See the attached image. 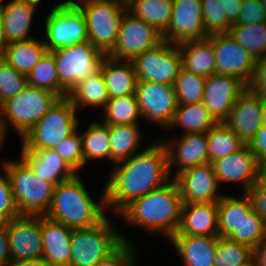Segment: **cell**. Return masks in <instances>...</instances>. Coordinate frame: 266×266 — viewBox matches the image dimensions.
Segmentation results:
<instances>
[{"instance_id":"obj_1","label":"cell","mask_w":266,"mask_h":266,"mask_svg":"<svg viewBox=\"0 0 266 266\" xmlns=\"http://www.w3.org/2000/svg\"><path fill=\"white\" fill-rule=\"evenodd\" d=\"M152 143L122 163L114 164L104 187L107 212L112 210L118 214L134 199L172 179L165 145L161 140Z\"/></svg>"},{"instance_id":"obj_2","label":"cell","mask_w":266,"mask_h":266,"mask_svg":"<svg viewBox=\"0 0 266 266\" xmlns=\"http://www.w3.org/2000/svg\"><path fill=\"white\" fill-rule=\"evenodd\" d=\"M182 196L174 178L148 194L134 199L117 215L128 224L161 233L167 239L174 235L181 220Z\"/></svg>"},{"instance_id":"obj_3","label":"cell","mask_w":266,"mask_h":266,"mask_svg":"<svg viewBox=\"0 0 266 266\" xmlns=\"http://www.w3.org/2000/svg\"><path fill=\"white\" fill-rule=\"evenodd\" d=\"M100 198L98 202L91 197L77 174L55 186L52 203L45 216L71 229L89 228L107 216L105 189Z\"/></svg>"},{"instance_id":"obj_4","label":"cell","mask_w":266,"mask_h":266,"mask_svg":"<svg viewBox=\"0 0 266 266\" xmlns=\"http://www.w3.org/2000/svg\"><path fill=\"white\" fill-rule=\"evenodd\" d=\"M1 164L8 173L20 215L44 216L51 206L56 185L36 177L21 157L19 161L7 160Z\"/></svg>"},{"instance_id":"obj_5","label":"cell","mask_w":266,"mask_h":266,"mask_svg":"<svg viewBox=\"0 0 266 266\" xmlns=\"http://www.w3.org/2000/svg\"><path fill=\"white\" fill-rule=\"evenodd\" d=\"M77 112L76 107L67 98H59L21 138V149L53 150L78 129Z\"/></svg>"},{"instance_id":"obj_6","label":"cell","mask_w":266,"mask_h":266,"mask_svg":"<svg viewBox=\"0 0 266 266\" xmlns=\"http://www.w3.org/2000/svg\"><path fill=\"white\" fill-rule=\"evenodd\" d=\"M110 221L106 216L95 226L72 229L69 266H95L123 241L129 242L126 236L115 230Z\"/></svg>"},{"instance_id":"obj_7","label":"cell","mask_w":266,"mask_h":266,"mask_svg":"<svg viewBox=\"0 0 266 266\" xmlns=\"http://www.w3.org/2000/svg\"><path fill=\"white\" fill-rule=\"evenodd\" d=\"M58 99L51 91L28 85L0 106V117L6 133L10 124L21 139Z\"/></svg>"},{"instance_id":"obj_8","label":"cell","mask_w":266,"mask_h":266,"mask_svg":"<svg viewBox=\"0 0 266 266\" xmlns=\"http://www.w3.org/2000/svg\"><path fill=\"white\" fill-rule=\"evenodd\" d=\"M64 2L80 8L86 19L89 41L107 56L114 48L122 17L127 8L114 0H90L83 3L64 0Z\"/></svg>"},{"instance_id":"obj_9","label":"cell","mask_w":266,"mask_h":266,"mask_svg":"<svg viewBox=\"0 0 266 266\" xmlns=\"http://www.w3.org/2000/svg\"><path fill=\"white\" fill-rule=\"evenodd\" d=\"M44 23V43L49 52L89 41L86 19L77 5L57 3Z\"/></svg>"},{"instance_id":"obj_10","label":"cell","mask_w":266,"mask_h":266,"mask_svg":"<svg viewBox=\"0 0 266 266\" xmlns=\"http://www.w3.org/2000/svg\"><path fill=\"white\" fill-rule=\"evenodd\" d=\"M56 63L60 85L67 93L78 83L99 71L105 55L90 41L51 51Z\"/></svg>"},{"instance_id":"obj_11","label":"cell","mask_w":266,"mask_h":266,"mask_svg":"<svg viewBox=\"0 0 266 266\" xmlns=\"http://www.w3.org/2000/svg\"><path fill=\"white\" fill-rule=\"evenodd\" d=\"M132 62L138 81L157 82L172 86L182 68L178 46L165 39L147 49Z\"/></svg>"},{"instance_id":"obj_12","label":"cell","mask_w":266,"mask_h":266,"mask_svg":"<svg viewBox=\"0 0 266 266\" xmlns=\"http://www.w3.org/2000/svg\"><path fill=\"white\" fill-rule=\"evenodd\" d=\"M163 40L162 34L146 21L125 11L119 34L109 58L120 61H133L137 56Z\"/></svg>"},{"instance_id":"obj_13","label":"cell","mask_w":266,"mask_h":266,"mask_svg":"<svg viewBox=\"0 0 266 266\" xmlns=\"http://www.w3.org/2000/svg\"><path fill=\"white\" fill-rule=\"evenodd\" d=\"M135 94L141 117L169 129L178 106L174 86L137 81Z\"/></svg>"},{"instance_id":"obj_14","label":"cell","mask_w":266,"mask_h":266,"mask_svg":"<svg viewBox=\"0 0 266 266\" xmlns=\"http://www.w3.org/2000/svg\"><path fill=\"white\" fill-rule=\"evenodd\" d=\"M208 39L214 47L215 74L236 77L247 86L252 78L256 59L229 33L213 34Z\"/></svg>"},{"instance_id":"obj_15","label":"cell","mask_w":266,"mask_h":266,"mask_svg":"<svg viewBox=\"0 0 266 266\" xmlns=\"http://www.w3.org/2000/svg\"><path fill=\"white\" fill-rule=\"evenodd\" d=\"M162 37L174 45L208 38L204 31L201 0H173L169 27Z\"/></svg>"},{"instance_id":"obj_16","label":"cell","mask_w":266,"mask_h":266,"mask_svg":"<svg viewBox=\"0 0 266 266\" xmlns=\"http://www.w3.org/2000/svg\"><path fill=\"white\" fill-rule=\"evenodd\" d=\"M12 262L43 258L41 216L21 215L7 222Z\"/></svg>"},{"instance_id":"obj_17","label":"cell","mask_w":266,"mask_h":266,"mask_svg":"<svg viewBox=\"0 0 266 266\" xmlns=\"http://www.w3.org/2000/svg\"><path fill=\"white\" fill-rule=\"evenodd\" d=\"M162 142L167 150L168 170L171 177L174 173L173 167L178 166L172 178L188 168L209 162L207 133H186L166 141L164 139Z\"/></svg>"},{"instance_id":"obj_18","label":"cell","mask_w":266,"mask_h":266,"mask_svg":"<svg viewBox=\"0 0 266 266\" xmlns=\"http://www.w3.org/2000/svg\"><path fill=\"white\" fill-rule=\"evenodd\" d=\"M174 179L180 189L183 203L218 202L224 195L217 191L219 183L210 162L188 168Z\"/></svg>"},{"instance_id":"obj_19","label":"cell","mask_w":266,"mask_h":266,"mask_svg":"<svg viewBox=\"0 0 266 266\" xmlns=\"http://www.w3.org/2000/svg\"><path fill=\"white\" fill-rule=\"evenodd\" d=\"M212 164L219 184L241 183L243 193L260 179V164L248 144Z\"/></svg>"},{"instance_id":"obj_20","label":"cell","mask_w":266,"mask_h":266,"mask_svg":"<svg viewBox=\"0 0 266 266\" xmlns=\"http://www.w3.org/2000/svg\"><path fill=\"white\" fill-rule=\"evenodd\" d=\"M246 89L247 86L236 77L213 74L206 78L202 102L218 123L224 122Z\"/></svg>"},{"instance_id":"obj_21","label":"cell","mask_w":266,"mask_h":266,"mask_svg":"<svg viewBox=\"0 0 266 266\" xmlns=\"http://www.w3.org/2000/svg\"><path fill=\"white\" fill-rule=\"evenodd\" d=\"M263 96L246 89L234 103L224 123L244 144H249L263 125Z\"/></svg>"},{"instance_id":"obj_22","label":"cell","mask_w":266,"mask_h":266,"mask_svg":"<svg viewBox=\"0 0 266 266\" xmlns=\"http://www.w3.org/2000/svg\"><path fill=\"white\" fill-rule=\"evenodd\" d=\"M0 0V22L8 43L34 39L29 36L37 2L30 0Z\"/></svg>"},{"instance_id":"obj_23","label":"cell","mask_w":266,"mask_h":266,"mask_svg":"<svg viewBox=\"0 0 266 266\" xmlns=\"http://www.w3.org/2000/svg\"><path fill=\"white\" fill-rule=\"evenodd\" d=\"M174 235L219 236L217 202L183 203Z\"/></svg>"},{"instance_id":"obj_24","label":"cell","mask_w":266,"mask_h":266,"mask_svg":"<svg viewBox=\"0 0 266 266\" xmlns=\"http://www.w3.org/2000/svg\"><path fill=\"white\" fill-rule=\"evenodd\" d=\"M20 157L39 179L59 184L77 173L51 149H21Z\"/></svg>"},{"instance_id":"obj_25","label":"cell","mask_w":266,"mask_h":266,"mask_svg":"<svg viewBox=\"0 0 266 266\" xmlns=\"http://www.w3.org/2000/svg\"><path fill=\"white\" fill-rule=\"evenodd\" d=\"M43 259L52 266H69L72 229L41 216Z\"/></svg>"},{"instance_id":"obj_26","label":"cell","mask_w":266,"mask_h":266,"mask_svg":"<svg viewBox=\"0 0 266 266\" xmlns=\"http://www.w3.org/2000/svg\"><path fill=\"white\" fill-rule=\"evenodd\" d=\"M218 237L172 235L168 241L185 266H214Z\"/></svg>"},{"instance_id":"obj_27","label":"cell","mask_w":266,"mask_h":266,"mask_svg":"<svg viewBox=\"0 0 266 266\" xmlns=\"http://www.w3.org/2000/svg\"><path fill=\"white\" fill-rule=\"evenodd\" d=\"M99 71L110 98L136 93L138 79L132 61L114 60L105 56L101 60Z\"/></svg>"},{"instance_id":"obj_28","label":"cell","mask_w":266,"mask_h":266,"mask_svg":"<svg viewBox=\"0 0 266 266\" xmlns=\"http://www.w3.org/2000/svg\"><path fill=\"white\" fill-rule=\"evenodd\" d=\"M181 65L186 71L209 77L215 74L216 58L213 43L208 39L186 41L177 45Z\"/></svg>"},{"instance_id":"obj_29","label":"cell","mask_w":266,"mask_h":266,"mask_svg":"<svg viewBox=\"0 0 266 266\" xmlns=\"http://www.w3.org/2000/svg\"><path fill=\"white\" fill-rule=\"evenodd\" d=\"M77 110L84 107L105 108L110 97L100 71L76 84L66 97Z\"/></svg>"},{"instance_id":"obj_30","label":"cell","mask_w":266,"mask_h":266,"mask_svg":"<svg viewBox=\"0 0 266 266\" xmlns=\"http://www.w3.org/2000/svg\"><path fill=\"white\" fill-rule=\"evenodd\" d=\"M237 198L224 194L217 202L220 237H229L252 211L251 202L245 193Z\"/></svg>"},{"instance_id":"obj_31","label":"cell","mask_w":266,"mask_h":266,"mask_svg":"<svg viewBox=\"0 0 266 266\" xmlns=\"http://www.w3.org/2000/svg\"><path fill=\"white\" fill-rule=\"evenodd\" d=\"M47 52L44 39H31L27 41H15L8 43L4 60L24 75L38 64Z\"/></svg>"},{"instance_id":"obj_32","label":"cell","mask_w":266,"mask_h":266,"mask_svg":"<svg viewBox=\"0 0 266 266\" xmlns=\"http://www.w3.org/2000/svg\"><path fill=\"white\" fill-rule=\"evenodd\" d=\"M218 122L211 115L204 103L178 104L169 129L180 126L182 134L207 133Z\"/></svg>"},{"instance_id":"obj_33","label":"cell","mask_w":266,"mask_h":266,"mask_svg":"<svg viewBox=\"0 0 266 266\" xmlns=\"http://www.w3.org/2000/svg\"><path fill=\"white\" fill-rule=\"evenodd\" d=\"M140 129L138 124L108 125L111 161L116 164L138 153L142 141Z\"/></svg>"},{"instance_id":"obj_34","label":"cell","mask_w":266,"mask_h":266,"mask_svg":"<svg viewBox=\"0 0 266 266\" xmlns=\"http://www.w3.org/2000/svg\"><path fill=\"white\" fill-rule=\"evenodd\" d=\"M127 10L163 35L169 27L173 0H135Z\"/></svg>"},{"instance_id":"obj_35","label":"cell","mask_w":266,"mask_h":266,"mask_svg":"<svg viewBox=\"0 0 266 266\" xmlns=\"http://www.w3.org/2000/svg\"><path fill=\"white\" fill-rule=\"evenodd\" d=\"M28 85L46 89L59 98H66L67 91L60 85L54 56L47 51L38 64L27 75Z\"/></svg>"},{"instance_id":"obj_36","label":"cell","mask_w":266,"mask_h":266,"mask_svg":"<svg viewBox=\"0 0 266 266\" xmlns=\"http://www.w3.org/2000/svg\"><path fill=\"white\" fill-rule=\"evenodd\" d=\"M84 166L89 160L105 158L111 161L110 137L108 125L95 121L82 132Z\"/></svg>"},{"instance_id":"obj_37","label":"cell","mask_w":266,"mask_h":266,"mask_svg":"<svg viewBox=\"0 0 266 266\" xmlns=\"http://www.w3.org/2000/svg\"><path fill=\"white\" fill-rule=\"evenodd\" d=\"M103 112L102 121L107 125L139 124L141 117L136 94L110 98Z\"/></svg>"},{"instance_id":"obj_38","label":"cell","mask_w":266,"mask_h":266,"mask_svg":"<svg viewBox=\"0 0 266 266\" xmlns=\"http://www.w3.org/2000/svg\"><path fill=\"white\" fill-rule=\"evenodd\" d=\"M209 162L221 159L239 150L244 143L224 122H219L207 132Z\"/></svg>"},{"instance_id":"obj_39","label":"cell","mask_w":266,"mask_h":266,"mask_svg":"<svg viewBox=\"0 0 266 266\" xmlns=\"http://www.w3.org/2000/svg\"><path fill=\"white\" fill-rule=\"evenodd\" d=\"M228 33L255 59L266 54V23L233 24Z\"/></svg>"},{"instance_id":"obj_40","label":"cell","mask_w":266,"mask_h":266,"mask_svg":"<svg viewBox=\"0 0 266 266\" xmlns=\"http://www.w3.org/2000/svg\"><path fill=\"white\" fill-rule=\"evenodd\" d=\"M253 249L228 237H218L214 266H249Z\"/></svg>"},{"instance_id":"obj_41","label":"cell","mask_w":266,"mask_h":266,"mask_svg":"<svg viewBox=\"0 0 266 266\" xmlns=\"http://www.w3.org/2000/svg\"><path fill=\"white\" fill-rule=\"evenodd\" d=\"M206 77L180 69L174 83L178 104H192L203 100Z\"/></svg>"},{"instance_id":"obj_42","label":"cell","mask_w":266,"mask_h":266,"mask_svg":"<svg viewBox=\"0 0 266 266\" xmlns=\"http://www.w3.org/2000/svg\"><path fill=\"white\" fill-rule=\"evenodd\" d=\"M228 238L254 249L266 239V221L252 210Z\"/></svg>"},{"instance_id":"obj_43","label":"cell","mask_w":266,"mask_h":266,"mask_svg":"<svg viewBox=\"0 0 266 266\" xmlns=\"http://www.w3.org/2000/svg\"><path fill=\"white\" fill-rule=\"evenodd\" d=\"M204 18V31L213 34L228 33L232 26L228 22L227 14L219 0H201Z\"/></svg>"},{"instance_id":"obj_44","label":"cell","mask_w":266,"mask_h":266,"mask_svg":"<svg viewBox=\"0 0 266 266\" xmlns=\"http://www.w3.org/2000/svg\"><path fill=\"white\" fill-rule=\"evenodd\" d=\"M27 86L26 75L17 71L6 60H0V106Z\"/></svg>"},{"instance_id":"obj_45","label":"cell","mask_w":266,"mask_h":266,"mask_svg":"<svg viewBox=\"0 0 266 266\" xmlns=\"http://www.w3.org/2000/svg\"><path fill=\"white\" fill-rule=\"evenodd\" d=\"M78 130L53 149L77 174H79L78 170L84 166L82 136Z\"/></svg>"},{"instance_id":"obj_46","label":"cell","mask_w":266,"mask_h":266,"mask_svg":"<svg viewBox=\"0 0 266 266\" xmlns=\"http://www.w3.org/2000/svg\"><path fill=\"white\" fill-rule=\"evenodd\" d=\"M2 170L3 174L0 173V222H9L21 215L14 200L8 173L3 165Z\"/></svg>"},{"instance_id":"obj_47","label":"cell","mask_w":266,"mask_h":266,"mask_svg":"<svg viewBox=\"0 0 266 266\" xmlns=\"http://www.w3.org/2000/svg\"><path fill=\"white\" fill-rule=\"evenodd\" d=\"M136 245L123 241L112 253L95 266H136Z\"/></svg>"},{"instance_id":"obj_48","label":"cell","mask_w":266,"mask_h":266,"mask_svg":"<svg viewBox=\"0 0 266 266\" xmlns=\"http://www.w3.org/2000/svg\"><path fill=\"white\" fill-rule=\"evenodd\" d=\"M266 10L261 0H242L239 19L236 24H264Z\"/></svg>"},{"instance_id":"obj_49","label":"cell","mask_w":266,"mask_h":266,"mask_svg":"<svg viewBox=\"0 0 266 266\" xmlns=\"http://www.w3.org/2000/svg\"><path fill=\"white\" fill-rule=\"evenodd\" d=\"M247 89L253 94L266 96V54L256 58L253 75Z\"/></svg>"},{"instance_id":"obj_50","label":"cell","mask_w":266,"mask_h":266,"mask_svg":"<svg viewBox=\"0 0 266 266\" xmlns=\"http://www.w3.org/2000/svg\"><path fill=\"white\" fill-rule=\"evenodd\" d=\"M245 194L251 202L252 210L266 221V185L259 179Z\"/></svg>"},{"instance_id":"obj_51","label":"cell","mask_w":266,"mask_h":266,"mask_svg":"<svg viewBox=\"0 0 266 266\" xmlns=\"http://www.w3.org/2000/svg\"><path fill=\"white\" fill-rule=\"evenodd\" d=\"M260 165L266 163V125L263 124L252 141L248 144Z\"/></svg>"},{"instance_id":"obj_52","label":"cell","mask_w":266,"mask_h":266,"mask_svg":"<svg viewBox=\"0 0 266 266\" xmlns=\"http://www.w3.org/2000/svg\"><path fill=\"white\" fill-rule=\"evenodd\" d=\"M11 263L7 222H0V266H10Z\"/></svg>"},{"instance_id":"obj_53","label":"cell","mask_w":266,"mask_h":266,"mask_svg":"<svg viewBox=\"0 0 266 266\" xmlns=\"http://www.w3.org/2000/svg\"><path fill=\"white\" fill-rule=\"evenodd\" d=\"M227 14L228 22L233 25L236 24L242 6V0H219Z\"/></svg>"},{"instance_id":"obj_54","label":"cell","mask_w":266,"mask_h":266,"mask_svg":"<svg viewBox=\"0 0 266 266\" xmlns=\"http://www.w3.org/2000/svg\"><path fill=\"white\" fill-rule=\"evenodd\" d=\"M253 263L255 266H266V239L253 249Z\"/></svg>"},{"instance_id":"obj_55","label":"cell","mask_w":266,"mask_h":266,"mask_svg":"<svg viewBox=\"0 0 266 266\" xmlns=\"http://www.w3.org/2000/svg\"><path fill=\"white\" fill-rule=\"evenodd\" d=\"M10 266H52L46 262L43 258L35 260H22L17 262H12Z\"/></svg>"},{"instance_id":"obj_56","label":"cell","mask_w":266,"mask_h":266,"mask_svg":"<svg viewBox=\"0 0 266 266\" xmlns=\"http://www.w3.org/2000/svg\"><path fill=\"white\" fill-rule=\"evenodd\" d=\"M8 42L5 38L4 31L0 22V60L4 59Z\"/></svg>"},{"instance_id":"obj_57","label":"cell","mask_w":266,"mask_h":266,"mask_svg":"<svg viewBox=\"0 0 266 266\" xmlns=\"http://www.w3.org/2000/svg\"><path fill=\"white\" fill-rule=\"evenodd\" d=\"M6 135L7 133L4 129L2 119L0 117V148L3 146V144H5Z\"/></svg>"},{"instance_id":"obj_58","label":"cell","mask_w":266,"mask_h":266,"mask_svg":"<svg viewBox=\"0 0 266 266\" xmlns=\"http://www.w3.org/2000/svg\"><path fill=\"white\" fill-rule=\"evenodd\" d=\"M260 180L266 185V163L260 165Z\"/></svg>"},{"instance_id":"obj_59","label":"cell","mask_w":266,"mask_h":266,"mask_svg":"<svg viewBox=\"0 0 266 266\" xmlns=\"http://www.w3.org/2000/svg\"><path fill=\"white\" fill-rule=\"evenodd\" d=\"M118 4H121L124 7H129L135 0H114Z\"/></svg>"},{"instance_id":"obj_60","label":"cell","mask_w":266,"mask_h":266,"mask_svg":"<svg viewBox=\"0 0 266 266\" xmlns=\"http://www.w3.org/2000/svg\"><path fill=\"white\" fill-rule=\"evenodd\" d=\"M262 113H263V124L266 125V96H263Z\"/></svg>"},{"instance_id":"obj_61","label":"cell","mask_w":266,"mask_h":266,"mask_svg":"<svg viewBox=\"0 0 266 266\" xmlns=\"http://www.w3.org/2000/svg\"><path fill=\"white\" fill-rule=\"evenodd\" d=\"M262 1V5L264 6L265 10H266V0H261Z\"/></svg>"},{"instance_id":"obj_62","label":"cell","mask_w":266,"mask_h":266,"mask_svg":"<svg viewBox=\"0 0 266 266\" xmlns=\"http://www.w3.org/2000/svg\"><path fill=\"white\" fill-rule=\"evenodd\" d=\"M86 1H90V0H79V3H83V2H86Z\"/></svg>"},{"instance_id":"obj_63","label":"cell","mask_w":266,"mask_h":266,"mask_svg":"<svg viewBox=\"0 0 266 266\" xmlns=\"http://www.w3.org/2000/svg\"><path fill=\"white\" fill-rule=\"evenodd\" d=\"M30 1H34V2L40 3L42 0H30Z\"/></svg>"}]
</instances>
